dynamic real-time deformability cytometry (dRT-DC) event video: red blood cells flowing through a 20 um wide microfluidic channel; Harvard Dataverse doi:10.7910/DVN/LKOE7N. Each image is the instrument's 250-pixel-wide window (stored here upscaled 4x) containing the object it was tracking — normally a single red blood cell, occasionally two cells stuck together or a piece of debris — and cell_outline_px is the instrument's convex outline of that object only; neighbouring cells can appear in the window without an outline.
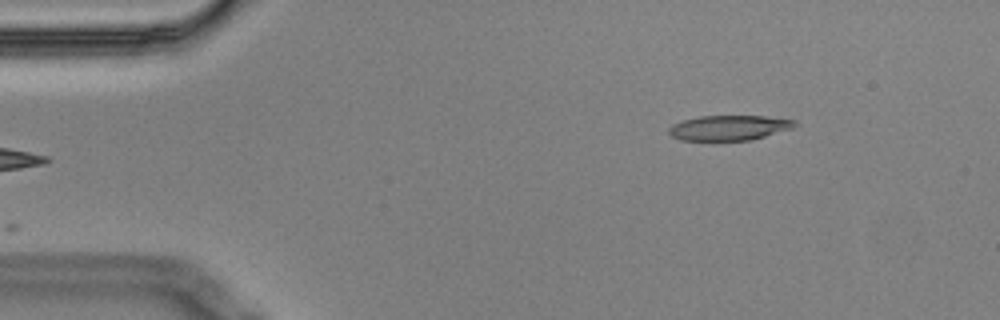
{"species": "Egyptian fruit bat (a non-hibernating species)", "species_latin": "Rousettus aegyptiacus", "temperature_condition": "cold", "stored_images_in_passage": 4, "camera_frame_rate_fps": 3000, "um_per_image_px": 0.085, "animal": {"sex": "male"}, "frame": {"image": 1, "passage_image": 4, "time_ms": 1.0, "image_size_px": [1000, 320], "cell_outline_px": [[796, 124], [792, 128], [764, 136], [748, 140], [680, 140], [672, 136], [668, 132], [668, 128], [672, 124], [684, 120], [700, 116], [764, 116], [796, 120]], "centroid_in_image_um": [61.94, 10.85], "position_along_channel_um": 23.1, "area_um2": 18.15}}